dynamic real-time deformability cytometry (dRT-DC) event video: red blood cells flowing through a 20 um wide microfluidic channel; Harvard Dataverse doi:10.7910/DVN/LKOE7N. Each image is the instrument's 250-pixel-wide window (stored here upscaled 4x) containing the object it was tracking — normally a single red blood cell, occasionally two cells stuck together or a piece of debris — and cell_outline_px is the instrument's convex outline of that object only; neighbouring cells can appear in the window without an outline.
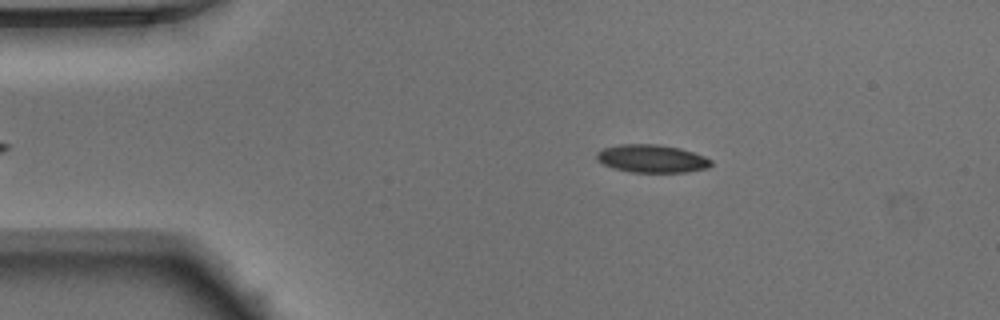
{"species": "Egyptian fruit bat (a non-hibernating species)", "species_latin": "Rousettus aegyptiacus", "temperature_condition": "warm", "stored_images_in_passage": 39, "camera_frame_rate_fps": 3000, "um_per_image_px": 0.085, "animal": {"sex": "male"}, "frame": {"image": 1, "passage_image": 5, "time_ms": 1.333, "image_size_px": [1000, 320], "cell_outline_px": [[712, 164], [708, 168], [684, 172], [628, 172], [612, 168], [596, 160], [596, 152], [604, 148], [620, 144], [656, 144], [680, 148], [704, 156], [712, 160]], "centroid_in_image_um": [55.38, 13.48], "position_along_channel_um": 29.6, "area_um2": 18.67}}
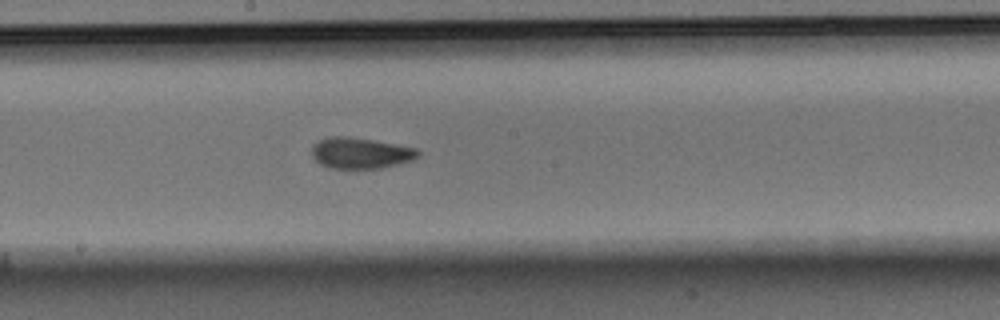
{"frame": {"image": 2, "passage_image": 23, "time_ms": 7.333, "image_size_px": [1000, 320], "cell_outline_px": [[420, 156], [412, 160], [380, 168], [356, 172], [328, 168], [320, 164], [312, 156], [312, 144], [316, 140], [328, 136], [348, 136], [400, 144], [416, 148], [420, 152]], "centroid_in_image_um": [30.61, 13.04], "position_along_channel_um": 217.6, "area_um2": 20.23}}
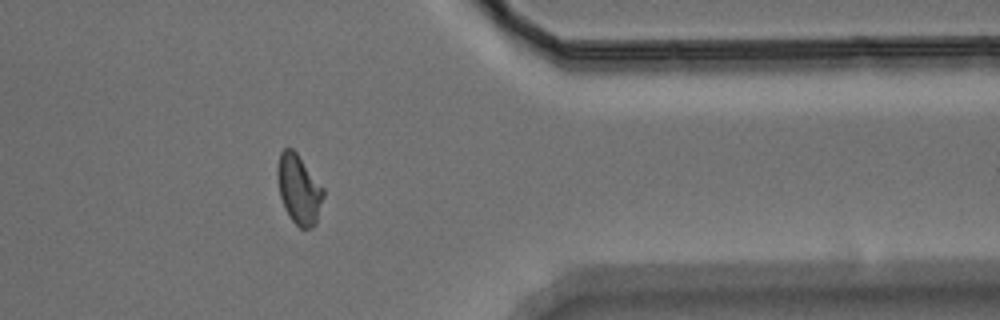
{"frame": {"image": 3, "passage_image": 37, "time_ms": 12.0, "image_size_px": [1000, 320], "cell_outline_px": [[324, 196], [316, 224], [312, 228], [300, 228], [292, 220], [284, 208], [280, 196], [276, 176], [276, 168], [280, 152], [284, 148], [292, 148], [296, 152], [324, 188]], "centroid_in_image_um": [25.4, 16.09], "position_along_channel_um": 386.0, "area_um2": 18.73}, "authors_computed_cell_mechanics": {"area_um2": 18.7272, "velocity_mm_per_s": 3.9446, "shape_relaxation_time_tau1_ms": 3.8686, "shape_relaxation_time_tau2_ms": 1.6537, "deformation_change_tau1": 0.1531, "deformation_change_tau2": 0.0512}}